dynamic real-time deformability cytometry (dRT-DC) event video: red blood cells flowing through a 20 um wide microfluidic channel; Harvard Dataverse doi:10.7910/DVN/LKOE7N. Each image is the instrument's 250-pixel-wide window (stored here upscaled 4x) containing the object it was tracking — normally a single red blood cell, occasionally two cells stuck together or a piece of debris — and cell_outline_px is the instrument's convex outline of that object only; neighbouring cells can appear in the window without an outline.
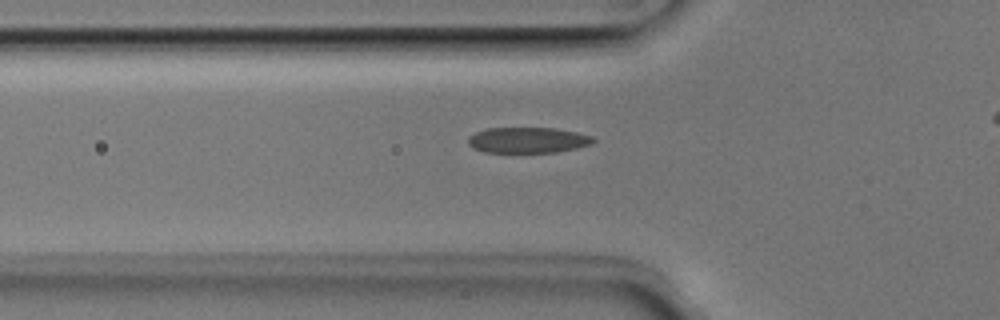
{"species": "Egyptian fruit bat (a non-hibernating species)", "species_latin": "Rousettus aegyptiacus", "temperature_condition": "room temperature", "stored_images_in_passage": 28, "camera_frame_rate_fps": 3000, "um_per_image_px": 0.085, "animal": {"sex": "male"}, "frame": {"image": 1, "passage_image": 4, "time_ms": 1.0, "image_size_px": [1000, 320], "cell_outline_px": [[596, 140], [592, 144], [576, 148], [556, 152], [484, 152], [472, 148], [468, 144], [468, 136], [476, 132], [488, 128], [556, 128], [576, 132], [592, 136]], "centroid_in_image_um": [44.86, 11.91], "position_along_channel_um": 80.9, "area_um2": 18.79}}
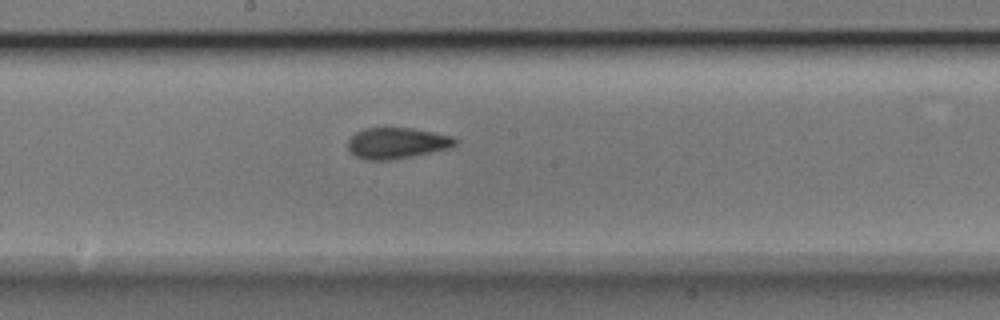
{"frame": {"image": 2, "passage_image": 14, "time_ms": 4.333, "image_size_px": [1000, 320], "cell_outline_px": [[460, 140], [456, 144], [448, 148], [412, 156], [388, 160], [364, 160], [356, 156], [348, 148], [348, 140], [356, 132], [364, 128], [412, 128], [452, 136]], "centroid_in_image_um": [33.73, 12.16], "position_along_channel_um": 214.5, "area_um2": 19.25}}
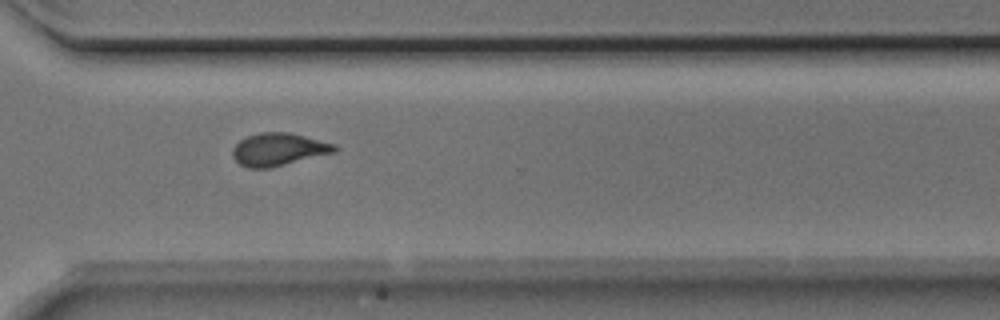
{"frame": {"image": 3, "passage_image": 24, "time_ms": 7.667, "image_size_px": [1000, 320], "cell_outline_px": [[336, 152], [272, 168], [248, 168], [240, 164], [232, 156], [232, 148], [240, 140], [248, 136], [260, 132], [292, 132], [336, 144]], "centroid_in_image_um": [23.69, 12.7], "position_along_channel_um": 346.9, "area_um2": 19.65}, "authors_computed_cell_mechanics": {"area_um2": 19.2763, "velocity_mm_per_s": 3.9774, "shape_relaxation_time_tau1_ms": 4.2363, "shape_relaxation_time_tau2_ms": 1.2654, "deformation_change_tau1": 0.1548, "deformation_change_tau2": 0.0825}}